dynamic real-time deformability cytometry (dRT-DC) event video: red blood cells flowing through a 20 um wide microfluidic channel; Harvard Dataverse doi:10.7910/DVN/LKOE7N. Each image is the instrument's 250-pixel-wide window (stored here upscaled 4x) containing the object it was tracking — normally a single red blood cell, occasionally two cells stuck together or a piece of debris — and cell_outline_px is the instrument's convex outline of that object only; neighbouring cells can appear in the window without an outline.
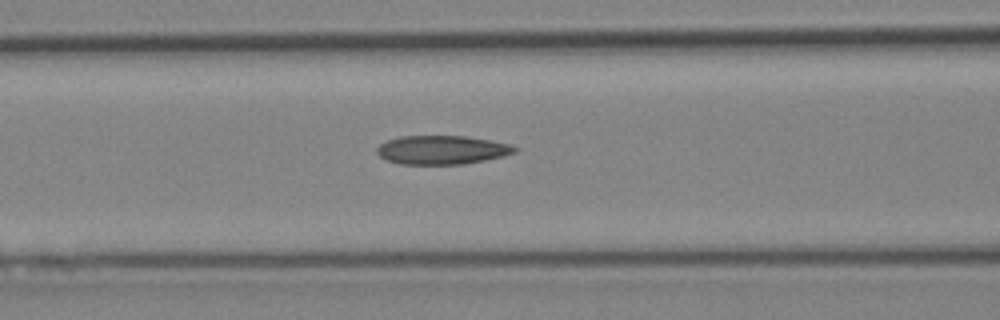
{"species": "Egyptian fruit bat (a non-hibernating species)", "species_latin": "Rousettus aegyptiacus", "temperature_condition": "cold", "stored_images_in_passage": 7, "camera_frame_rate_fps": 3000, "um_per_image_px": 0.085, "animal": {"sex": "female"}, "frame": {"image": 1, "passage_image": 7, "time_ms": 8.0, "image_size_px": [1000, 320], "cell_outline_px": [[520, 148], [516, 152], [504, 156], [484, 160], [460, 164], [400, 164], [388, 160], [380, 156], [376, 152], [376, 148], [380, 144], [388, 140], [400, 136], [468, 136], [508, 144]], "centroid_in_image_um": [37.56, 12.74], "position_along_channel_um": 129.0, "area_um2": 23.0}}